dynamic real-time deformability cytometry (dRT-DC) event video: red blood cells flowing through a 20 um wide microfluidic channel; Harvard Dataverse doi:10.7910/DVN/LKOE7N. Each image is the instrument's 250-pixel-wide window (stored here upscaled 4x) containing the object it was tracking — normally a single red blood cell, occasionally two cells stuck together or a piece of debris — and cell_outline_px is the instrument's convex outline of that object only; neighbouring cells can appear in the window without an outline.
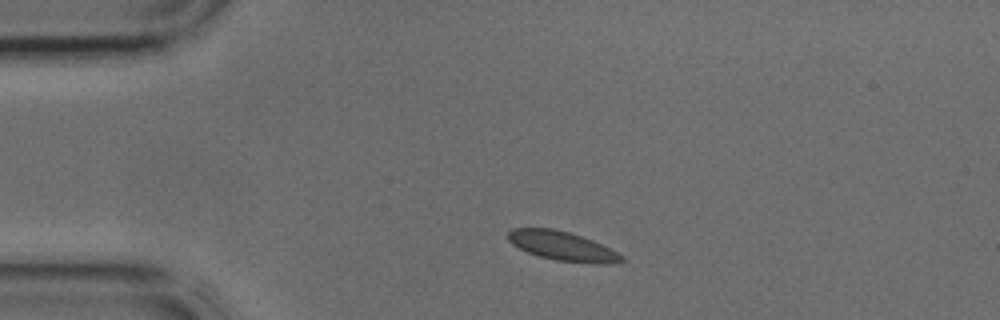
{"species": "common noctule bat (a hibernating species)", "species_latin": "Nyctalus noctula", "temperature_condition": "cold", "stored_images_in_passage": 4, "segment_of_instrument_passage": [2, 2], "camera_frame_rate_fps": 3000, "um_per_image_px": 0.085, "animal": {"sex": "male", "body_mass_g": 17.9, "forearm_length_mm": 54.2}, "frame": {"image": 1, "passage_image": 4, "time_ms": 1.0, "image_size_px": [1000, 320], "cell_outline_px": [[624, 260], [608, 264], [596, 264], [556, 260], [540, 256], [528, 252], [512, 244], [508, 240], [508, 232], [512, 228], [552, 228], [568, 232], [592, 240], [624, 256]], "centroid_in_image_um": [47.78, 20.91], "position_along_channel_um": 37.2, "area_um2": 19.02}}